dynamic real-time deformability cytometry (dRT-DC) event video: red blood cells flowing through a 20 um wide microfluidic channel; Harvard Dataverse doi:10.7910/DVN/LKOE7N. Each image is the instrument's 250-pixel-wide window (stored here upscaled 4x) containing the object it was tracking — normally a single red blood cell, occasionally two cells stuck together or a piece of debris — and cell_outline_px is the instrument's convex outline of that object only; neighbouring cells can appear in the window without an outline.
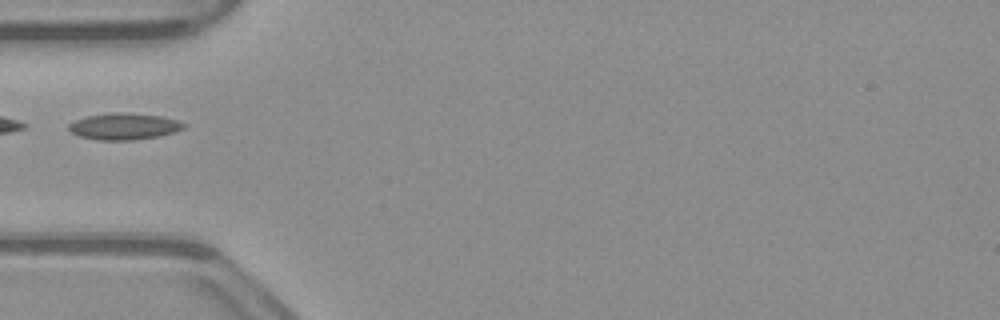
{"species": "common noctule bat (a hibernating species)", "species_latin": "Nyctalus noctula", "temperature_condition": "warm", "stored_images_in_passage": 34, "camera_frame_rate_fps": 3000, "um_per_image_px": 0.085, "animal": {"sex": "male", "body_mass_g": 23.1, "forearm_length_mm": 52.7}, "frame": {"image": 1, "passage_image": 1, "time_ms": 0.0, "image_size_px": [1000, 320], "cell_outline_px": [[188, 124], [184, 128], [160, 136], [132, 140], [96, 140], [80, 136], [72, 132], [68, 128], [68, 124], [76, 120], [88, 116], [116, 112], [120, 112], [160, 116], [176, 120]], "centroid_in_image_um": [10.55, 10.75], "position_along_channel_um": 74.5, "area_um2": 17.57}}
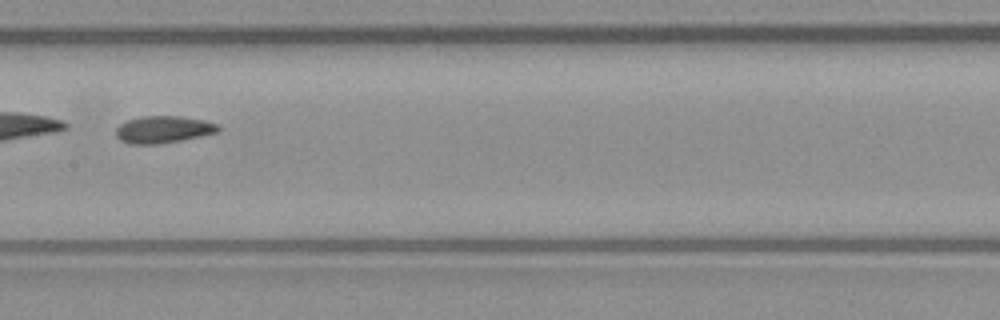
{"frame": {"image": 2, "passage_image": 10, "time_ms": 3.0, "image_size_px": [1000, 320], "cell_outline_px": [[220, 128], [216, 132], [200, 136], [180, 140], [156, 144], [128, 144], [120, 140], [116, 136], [116, 128], [120, 124], [128, 120], [144, 116], [180, 116], [204, 120], [216, 124]], "centroid_in_image_um": [13.84, 11.01], "position_along_channel_um": 193.6, "area_um2": 15.95}}